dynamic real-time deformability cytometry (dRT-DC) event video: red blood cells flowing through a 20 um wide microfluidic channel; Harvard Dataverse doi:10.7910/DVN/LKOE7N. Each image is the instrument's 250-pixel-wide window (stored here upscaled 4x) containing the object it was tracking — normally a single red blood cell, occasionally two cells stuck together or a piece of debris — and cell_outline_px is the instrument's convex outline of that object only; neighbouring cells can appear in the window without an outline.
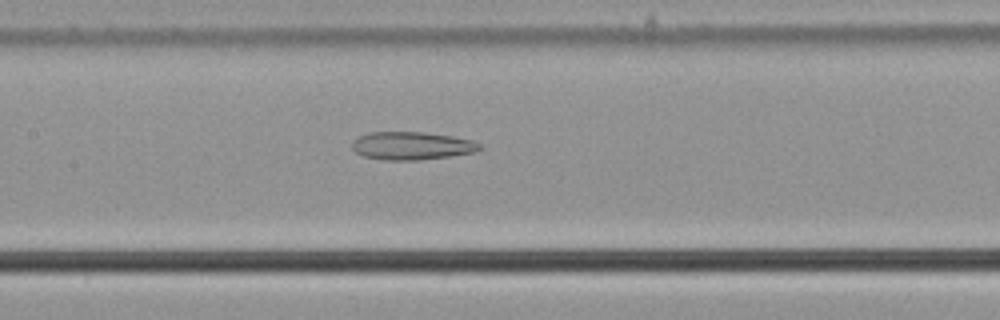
{"species": "common noctule bat (a hibernating species)", "species_latin": "Nyctalus noctula", "temperature_condition": "cold", "stored_images_in_passage": 37, "camera_frame_rate_fps": 3000, "um_per_image_px": 0.085, "animal": {"sex": "male", "body_mass_g": 21.5, "forearm_length_mm": 52.0}, "frame": {"image": 1, "passage_image": 9, "time_ms": 2.667, "image_size_px": [1000, 320], "cell_outline_px": [[484, 148], [476, 152], [420, 160], [384, 160], [364, 156], [356, 152], [352, 148], [352, 140], [360, 136], [372, 132], [424, 132], [452, 136], [472, 140], [480, 144]], "centroid_in_image_um": [35.02, 12.39], "position_along_channel_um": 172.4, "area_um2": 20.81}}
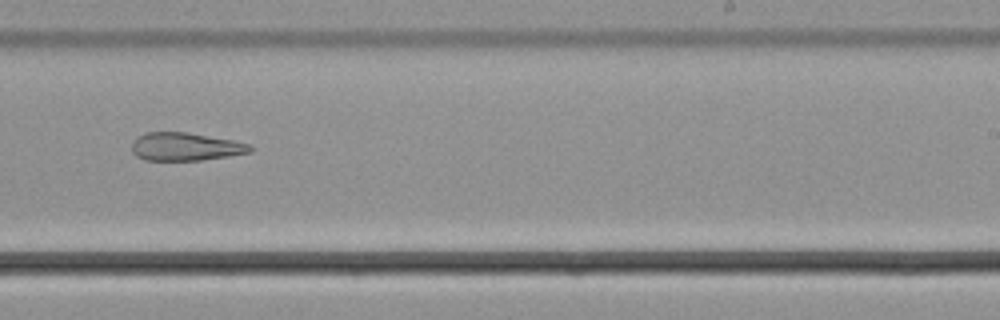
{"frame": {"image": 2, "passage_image": 17, "time_ms": 5.333, "image_size_px": [1000, 320], "cell_outline_px": [[256, 148], [252, 152], [228, 156], [200, 160], [144, 160], [136, 156], [132, 152], [132, 140], [136, 136], [144, 132], [188, 132], [232, 140], [252, 144]], "centroid_in_image_um": [15.77, 12.46], "position_along_channel_um": 273.2, "area_um2": 19.65}}
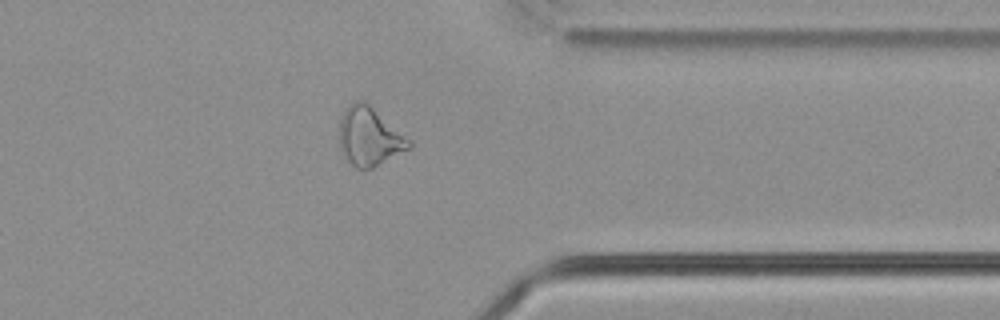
{"frame": {"image": 3, "passage_image": 26, "time_ms": 8.333, "image_size_px": [1000, 320], "cell_outline_px": [[412, 148], [372, 168], [356, 168], [344, 160], [340, 148], [340, 116], [348, 104], [356, 100], [364, 100], [412, 140]], "centroid_in_image_um": [31.4, 11.61], "position_along_channel_um": 380.0, "area_um2": 24.1}, "authors_computed_cell_mechanics": {"area_um2": 21.7328, "velocity_mm_per_s": 3.8027, "shape_relaxation_time_tau1_ms": null, "shape_relaxation_time_tau2_ms": 7.6975, "deformation_change_tau1": null, "deformation_change_tau2": 0.2154}}